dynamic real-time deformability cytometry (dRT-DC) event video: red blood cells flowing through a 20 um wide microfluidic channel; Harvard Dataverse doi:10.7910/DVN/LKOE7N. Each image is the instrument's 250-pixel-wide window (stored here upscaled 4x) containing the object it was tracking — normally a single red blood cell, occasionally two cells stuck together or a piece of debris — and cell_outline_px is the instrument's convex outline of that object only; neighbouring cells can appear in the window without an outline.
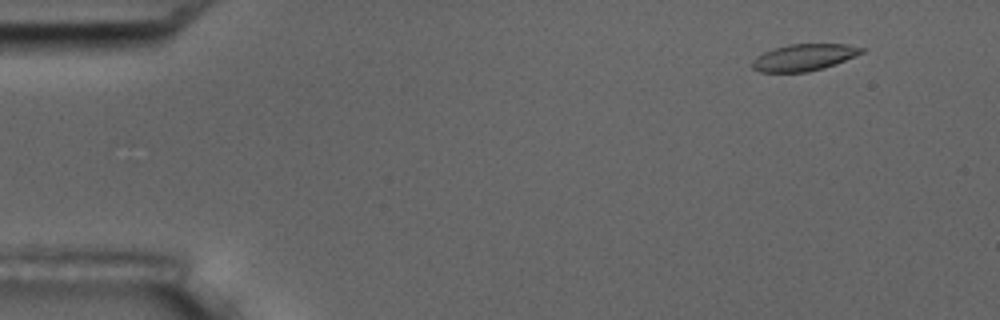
{"species": "common noctule bat (a hibernating species)", "species_latin": "Nyctalus noctula", "temperature_condition": "room temperature", "stored_images_in_passage": 7, "camera_frame_rate_fps": 3000, "um_per_image_px": 0.085, "animal": {"sex": "male", "body_mass_g": 17.5, "forearm_length_mm": 52.3}, "frame": {"image": 1, "passage_image": 2, "time_ms": 1.0, "image_size_px": [1000, 320], "cell_outline_px": [[868, 48], [864, 52], [836, 64], [824, 68], [808, 72], [760, 72], [752, 68], [752, 60], [756, 56], [764, 52], [788, 44], [844, 44]], "centroid_in_image_um": [68.35, 4.88], "position_along_channel_um": 16.6, "area_um2": 17.11}}
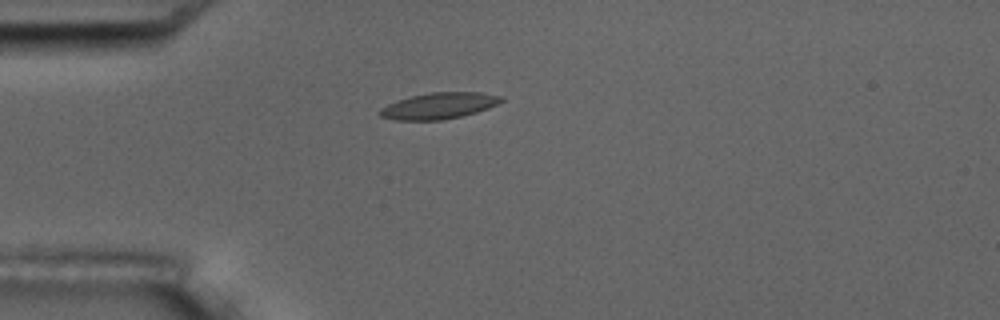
{"frame": {"image": 2, "passage_image": 5, "time_ms": 4.333, "image_size_px": [1000, 320], "cell_outline_px": [[504, 100], [488, 108], [476, 112], [460, 116], [440, 120], [396, 120], [380, 116], [376, 112], [380, 108], [388, 104], [412, 96], [432, 92], [484, 92], [504, 96]], "centroid_in_image_um": [37.32, 8.98], "position_along_channel_um": 47.7, "area_um2": 18.5}}